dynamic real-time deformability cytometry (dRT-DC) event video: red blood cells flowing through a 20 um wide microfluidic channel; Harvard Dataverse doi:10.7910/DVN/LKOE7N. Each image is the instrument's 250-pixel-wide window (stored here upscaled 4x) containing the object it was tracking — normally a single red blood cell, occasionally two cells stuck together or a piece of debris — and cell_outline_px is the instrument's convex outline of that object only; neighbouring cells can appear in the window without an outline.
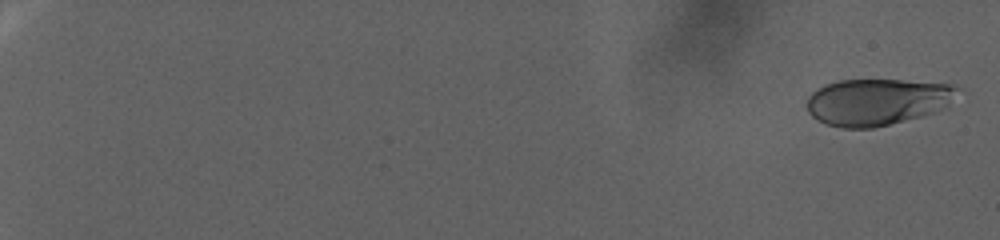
{"species": "human", "species_latin": "Homo sapiens", "temperature_condition": "warm", "stored_images_in_passage": 94, "camera_frame_rate_fps": 3000, "um_per_image_px": 0.085, "donor": {"sex": "female"}, "frame": {"image": 1, "passage_image": 3, "time_ms": 0.667, "image_size_px": [1000, 240], "cell_outline_px": [[956, 88], [948, 104], [932, 112], [920, 116], [872, 128], [840, 128], [824, 124], [816, 120], [808, 112], [808, 96], [812, 92], [824, 84], [840, 80], [900, 80], [956, 84]], "centroid_in_image_um": [74.46, 8.65], "position_along_channel_um": 10.5, "area_um2": 40.46}}
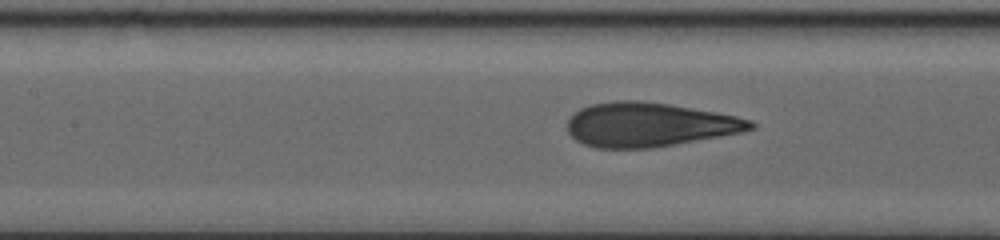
{"frame": {"image": 2, "passage_image": 52, "time_ms": 17.0, "image_size_px": [1000, 240], "cell_outline_px": [[756, 128], [740, 132], [720, 136], [652, 148], [596, 148], [584, 144], [576, 140], [568, 132], [568, 120], [580, 108], [592, 104], [616, 100], [636, 100], [672, 104], [716, 112], [736, 116], [752, 120], [756, 124]], "centroid_in_image_um": [55.19, 10.59], "position_along_channel_um": 152.2, "area_um2": 47.05}}
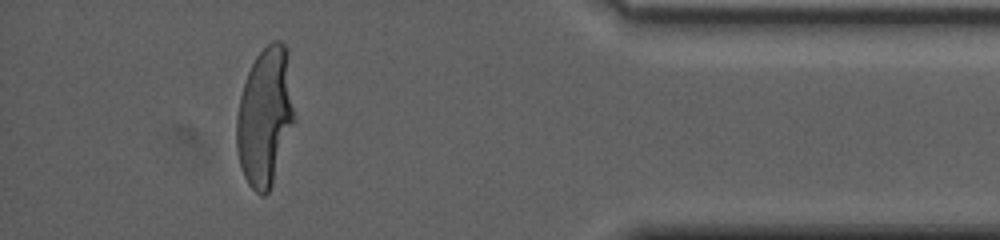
{"frame": {"image": 3, "passage_image": 88, "time_ms": 29.0, "image_size_px": [1000, 240], "cell_outline_px": [[296, 120], [272, 184], [268, 192], [264, 196], [260, 196], [248, 184], [244, 176], [240, 164], [236, 148], [236, 116], [240, 96], [248, 72], [256, 56], [272, 40], [280, 40], [284, 44], [288, 52], [296, 116]], "centroid_in_image_um": [22.55, 9.91], "position_along_channel_um": 412.6, "area_um2": 47.22}, "authors_computed_cell_mechanics": {"area_um2": 45.6909, "velocity_mm_per_s": 2.416, "shape_relaxation_time_tau1_ms": 7.9339, "shape_relaxation_time_tau2_ms": null, "deformation_change_tau1": 0.2631, "deformation_change_tau2": null}}